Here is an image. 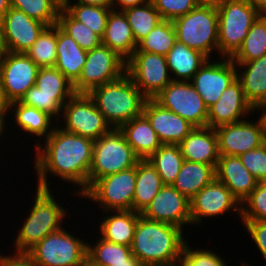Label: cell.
<instances>
[{
	"instance_id": "obj_1",
	"label": "cell",
	"mask_w": 266,
	"mask_h": 266,
	"mask_svg": "<svg viewBox=\"0 0 266 266\" xmlns=\"http://www.w3.org/2000/svg\"><path fill=\"white\" fill-rule=\"evenodd\" d=\"M60 127L55 126L53 132L44 139L43 148L41 143L35 146L37 188L50 189L48 175L52 174L61 181L75 183L78 189L73 193L81 196L89 188L94 140L66 132Z\"/></svg>"
},
{
	"instance_id": "obj_2",
	"label": "cell",
	"mask_w": 266,
	"mask_h": 266,
	"mask_svg": "<svg viewBox=\"0 0 266 266\" xmlns=\"http://www.w3.org/2000/svg\"><path fill=\"white\" fill-rule=\"evenodd\" d=\"M183 231L178 226L140 216L130 246L132 254L144 266H175L187 242Z\"/></svg>"
},
{
	"instance_id": "obj_3",
	"label": "cell",
	"mask_w": 266,
	"mask_h": 266,
	"mask_svg": "<svg viewBox=\"0 0 266 266\" xmlns=\"http://www.w3.org/2000/svg\"><path fill=\"white\" fill-rule=\"evenodd\" d=\"M88 95L111 128L143 114L148 98L136 87L127 73L92 89Z\"/></svg>"
},
{
	"instance_id": "obj_4",
	"label": "cell",
	"mask_w": 266,
	"mask_h": 266,
	"mask_svg": "<svg viewBox=\"0 0 266 266\" xmlns=\"http://www.w3.org/2000/svg\"><path fill=\"white\" fill-rule=\"evenodd\" d=\"M32 210L14 241L15 253H28L40 240L61 229L67 208L55 200L51 189L36 188Z\"/></svg>"
},
{
	"instance_id": "obj_5",
	"label": "cell",
	"mask_w": 266,
	"mask_h": 266,
	"mask_svg": "<svg viewBox=\"0 0 266 266\" xmlns=\"http://www.w3.org/2000/svg\"><path fill=\"white\" fill-rule=\"evenodd\" d=\"M177 41L203 53L208 59L218 52V11L215 6L198 5L173 20Z\"/></svg>"
},
{
	"instance_id": "obj_6",
	"label": "cell",
	"mask_w": 266,
	"mask_h": 266,
	"mask_svg": "<svg viewBox=\"0 0 266 266\" xmlns=\"http://www.w3.org/2000/svg\"><path fill=\"white\" fill-rule=\"evenodd\" d=\"M218 55L231 58L261 15L247 0H227L217 7Z\"/></svg>"
},
{
	"instance_id": "obj_7",
	"label": "cell",
	"mask_w": 266,
	"mask_h": 266,
	"mask_svg": "<svg viewBox=\"0 0 266 266\" xmlns=\"http://www.w3.org/2000/svg\"><path fill=\"white\" fill-rule=\"evenodd\" d=\"M139 160L123 132L119 128H111L94 141L89 187L97 179L135 167Z\"/></svg>"
},
{
	"instance_id": "obj_8",
	"label": "cell",
	"mask_w": 266,
	"mask_h": 266,
	"mask_svg": "<svg viewBox=\"0 0 266 266\" xmlns=\"http://www.w3.org/2000/svg\"><path fill=\"white\" fill-rule=\"evenodd\" d=\"M74 94L73 83L55 66L41 67L35 85L26 92L20 102L55 116V121L59 122L57 118H60L64 104Z\"/></svg>"
},
{
	"instance_id": "obj_9",
	"label": "cell",
	"mask_w": 266,
	"mask_h": 266,
	"mask_svg": "<svg viewBox=\"0 0 266 266\" xmlns=\"http://www.w3.org/2000/svg\"><path fill=\"white\" fill-rule=\"evenodd\" d=\"M87 251L88 242L62 227L40 240L28 254L37 266H81Z\"/></svg>"
},
{
	"instance_id": "obj_10",
	"label": "cell",
	"mask_w": 266,
	"mask_h": 266,
	"mask_svg": "<svg viewBox=\"0 0 266 266\" xmlns=\"http://www.w3.org/2000/svg\"><path fill=\"white\" fill-rule=\"evenodd\" d=\"M136 166L97 179L80 197L99 204L104 211L132 210Z\"/></svg>"
},
{
	"instance_id": "obj_11",
	"label": "cell",
	"mask_w": 266,
	"mask_h": 266,
	"mask_svg": "<svg viewBox=\"0 0 266 266\" xmlns=\"http://www.w3.org/2000/svg\"><path fill=\"white\" fill-rule=\"evenodd\" d=\"M62 117L66 132L98 140L111 126L97 109L93 99L87 93H75L63 106Z\"/></svg>"
},
{
	"instance_id": "obj_12",
	"label": "cell",
	"mask_w": 266,
	"mask_h": 266,
	"mask_svg": "<svg viewBox=\"0 0 266 266\" xmlns=\"http://www.w3.org/2000/svg\"><path fill=\"white\" fill-rule=\"evenodd\" d=\"M126 73V61L109 47L101 44L87 51L79 79L73 84L75 93H89L92 89L114 81Z\"/></svg>"
},
{
	"instance_id": "obj_13",
	"label": "cell",
	"mask_w": 266,
	"mask_h": 266,
	"mask_svg": "<svg viewBox=\"0 0 266 266\" xmlns=\"http://www.w3.org/2000/svg\"><path fill=\"white\" fill-rule=\"evenodd\" d=\"M126 73L148 98L156 97L171 81L166 56L134 51L126 61Z\"/></svg>"
},
{
	"instance_id": "obj_14",
	"label": "cell",
	"mask_w": 266,
	"mask_h": 266,
	"mask_svg": "<svg viewBox=\"0 0 266 266\" xmlns=\"http://www.w3.org/2000/svg\"><path fill=\"white\" fill-rule=\"evenodd\" d=\"M153 99L163 108L187 120L195 128L207 127L208 109L191 82L171 81Z\"/></svg>"
},
{
	"instance_id": "obj_15",
	"label": "cell",
	"mask_w": 266,
	"mask_h": 266,
	"mask_svg": "<svg viewBox=\"0 0 266 266\" xmlns=\"http://www.w3.org/2000/svg\"><path fill=\"white\" fill-rule=\"evenodd\" d=\"M39 67L25 54L5 51L0 63V91L8 103L20 101L35 85Z\"/></svg>"
},
{
	"instance_id": "obj_16",
	"label": "cell",
	"mask_w": 266,
	"mask_h": 266,
	"mask_svg": "<svg viewBox=\"0 0 266 266\" xmlns=\"http://www.w3.org/2000/svg\"><path fill=\"white\" fill-rule=\"evenodd\" d=\"M220 59H212V62L207 59L190 81L203 98L207 109L214 105L223 91L237 79V67L233 60L224 57Z\"/></svg>"
},
{
	"instance_id": "obj_17",
	"label": "cell",
	"mask_w": 266,
	"mask_h": 266,
	"mask_svg": "<svg viewBox=\"0 0 266 266\" xmlns=\"http://www.w3.org/2000/svg\"><path fill=\"white\" fill-rule=\"evenodd\" d=\"M219 155L240 156L266 142L265 127L260 117L256 123L242 120L215 128Z\"/></svg>"
},
{
	"instance_id": "obj_18",
	"label": "cell",
	"mask_w": 266,
	"mask_h": 266,
	"mask_svg": "<svg viewBox=\"0 0 266 266\" xmlns=\"http://www.w3.org/2000/svg\"><path fill=\"white\" fill-rule=\"evenodd\" d=\"M232 210L241 216L240 202L232 195L230 189L216 178L190 200V217L193 225L201 224L203 218L221 217Z\"/></svg>"
},
{
	"instance_id": "obj_19",
	"label": "cell",
	"mask_w": 266,
	"mask_h": 266,
	"mask_svg": "<svg viewBox=\"0 0 266 266\" xmlns=\"http://www.w3.org/2000/svg\"><path fill=\"white\" fill-rule=\"evenodd\" d=\"M46 24L10 7L1 19V39L5 51L25 53L37 40Z\"/></svg>"
},
{
	"instance_id": "obj_20",
	"label": "cell",
	"mask_w": 266,
	"mask_h": 266,
	"mask_svg": "<svg viewBox=\"0 0 266 266\" xmlns=\"http://www.w3.org/2000/svg\"><path fill=\"white\" fill-rule=\"evenodd\" d=\"M140 214L145 219L172 224L181 229L192 225L190 200L172 185H164Z\"/></svg>"
},
{
	"instance_id": "obj_21",
	"label": "cell",
	"mask_w": 266,
	"mask_h": 266,
	"mask_svg": "<svg viewBox=\"0 0 266 266\" xmlns=\"http://www.w3.org/2000/svg\"><path fill=\"white\" fill-rule=\"evenodd\" d=\"M255 111L256 109L245 97L241 82L236 79L208 109L207 127L215 129L222 125L236 123Z\"/></svg>"
},
{
	"instance_id": "obj_22",
	"label": "cell",
	"mask_w": 266,
	"mask_h": 266,
	"mask_svg": "<svg viewBox=\"0 0 266 266\" xmlns=\"http://www.w3.org/2000/svg\"><path fill=\"white\" fill-rule=\"evenodd\" d=\"M143 114L148 118L162 145H178L195 128L178 114L163 108L154 99L146 101Z\"/></svg>"
},
{
	"instance_id": "obj_23",
	"label": "cell",
	"mask_w": 266,
	"mask_h": 266,
	"mask_svg": "<svg viewBox=\"0 0 266 266\" xmlns=\"http://www.w3.org/2000/svg\"><path fill=\"white\" fill-rule=\"evenodd\" d=\"M215 174L216 179L230 189L240 204L259 183L243 165L239 156L220 155Z\"/></svg>"
},
{
	"instance_id": "obj_24",
	"label": "cell",
	"mask_w": 266,
	"mask_h": 266,
	"mask_svg": "<svg viewBox=\"0 0 266 266\" xmlns=\"http://www.w3.org/2000/svg\"><path fill=\"white\" fill-rule=\"evenodd\" d=\"M178 145L184 160L212 165L216 169L220 155L214 128H194Z\"/></svg>"
},
{
	"instance_id": "obj_25",
	"label": "cell",
	"mask_w": 266,
	"mask_h": 266,
	"mask_svg": "<svg viewBox=\"0 0 266 266\" xmlns=\"http://www.w3.org/2000/svg\"><path fill=\"white\" fill-rule=\"evenodd\" d=\"M234 63L239 69L237 79L242 84L245 97L257 110L266 103V54L251 61Z\"/></svg>"
},
{
	"instance_id": "obj_26",
	"label": "cell",
	"mask_w": 266,
	"mask_h": 266,
	"mask_svg": "<svg viewBox=\"0 0 266 266\" xmlns=\"http://www.w3.org/2000/svg\"><path fill=\"white\" fill-rule=\"evenodd\" d=\"M102 44L127 61L137 48L134 35L123 11L111 10L107 19Z\"/></svg>"
},
{
	"instance_id": "obj_27",
	"label": "cell",
	"mask_w": 266,
	"mask_h": 266,
	"mask_svg": "<svg viewBox=\"0 0 266 266\" xmlns=\"http://www.w3.org/2000/svg\"><path fill=\"white\" fill-rule=\"evenodd\" d=\"M119 129L140 160H147L162 145L144 114L124 123Z\"/></svg>"
},
{
	"instance_id": "obj_28",
	"label": "cell",
	"mask_w": 266,
	"mask_h": 266,
	"mask_svg": "<svg viewBox=\"0 0 266 266\" xmlns=\"http://www.w3.org/2000/svg\"><path fill=\"white\" fill-rule=\"evenodd\" d=\"M57 59L55 67L71 82L75 83L82 72L87 51L57 25Z\"/></svg>"
},
{
	"instance_id": "obj_29",
	"label": "cell",
	"mask_w": 266,
	"mask_h": 266,
	"mask_svg": "<svg viewBox=\"0 0 266 266\" xmlns=\"http://www.w3.org/2000/svg\"><path fill=\"white\" fill-rule=\"evenodd\" d=\"M107 213L99 224L101 238L119 245L131 246L141 214L133 210L103 211Z\"/></svg>"
},
{
	"instance_id": "obj_30",
	"label": "cell",
	"mask_w": 266,
	"mask_h": 266,
	"mask_svg": "<svg viewBox=\"0 0 266 266\" xmlns=\"http://www.w3.org/2000/svg\"><path fill=\"white\" fill-rule=\"evenodd\" d=\"M207 59L208 58L203 53L187 47L184 43L176 41L166 55L172 81L190 82L194 74Z\"/></svg>"
},
{
	"instance_id": "obj_31",
	"label": "cell",
	"mask_w": 266,
	"mask_h": 266,
	"mask_svg": "<svg viewBox=\"0 0 266 266\" xmlns=\"http://www.w3.org/2000/svg\"><path fill=\"white\" fill-rule=\"evenodd\" d=\"M216 178L215 168L204 163L184 160L172 186L191 200L203 187Z\"/></svg>"
},
{
	"instance_id": "obj_32",
	"label": "cell",
	"mask_w": 266,
	"mask_h": 266,
	"mask_svg": "<svg viewBox=\"0 0 266 266\" xmlns=\"http://www.w3.org/2000/svg\"><path fill=\"white\" fill-rule=\"evenodd\" d=\"M14 113L12 120H15L18 128L24 131L26 134H32V137H44L45 139L53 132L52 121L54 117L45 111L36 109L33 106H29L21 103L20 101H14L9 103V112ZM53 119V120H52Z\"/></svg>"
},
{
	"instance_id": "obj_33",
	"label": "cell",
	"mask_w": 266,
	"mask_h": 266,
	"mask_svg": "<svg viewBox=\"0 0 266 266\" xmlns=\"http://www.w3.org/2000/svg\"><path fill=\"white\" fill-rule=\"evenodd\" d=\"M164 186L160 175L148 160L136 164V183L132 210L141 213Z\"/></svg>"
},
{
	"instance_id": "obj_34",
	"label": "cell",
	"mask_w": 266,
	"mask_h": 266,
	"mask_svg": "<svg viewBox=\"0 0 266 266\" xmlns=\"http://www.w3.org/2000/svg\"><path fill=\"white\" fill-rule=\"evenodd\" d=\"M164 185H172L180 172L184 158L179 145H161L148 159Z\"/></svg>"
},
{
	"instance_id": "obj_35",
	"label": "cell",
	"mask_w": 266,
	"mask_h": 266,
	"mask_svg": "<svg viewBox=\"0 0 266 266\" xmlns=\"http://www.w3.org/2000/svg\"><path fill=\"white\" fill-rule=\"evenodd\" d=\"M71 3V0H62V7L75 20L86 25L102 38L105 32L108 16L112 8Z\"/></svg>"
},
{
	"instance_id": "obj_36",
	"label": "cell",
	"mask_w": 266,
	"mask_h": 266,
	"mask_svg": "<svg viewBox=\"0 0 266 266\" xmlns=\"http://www.w3.org/2000/svg\"><path fill=\"white\" fill-rule=\"evenodd\" d=\"M266 54V15H260L248 31L233 62H247Z\"/></svg>"
},
{
	"instance_id": "obj_37",
	"label": "cell",
	"mask_w": 266,
	"mask_h": 266,
	"mask_svg": "<svg viewBox=\"0 0 266 266\" xmlns=\"http://www.w3.org/2000/svg\"><path fill=\"white\" fill-rule=\"evenodd\" d=\"M176 41L173 21L162 19L146 37L137 43L135 51L166 56Z\"/></svg>"
},
{
	"instance_id": "obj_38",
	"label": "cell",
	"mask_w": 266,
	"mask_h": 266,
	"mask_svg": "<svg viewBox=\"0 0 266 266\" xmlns=\"http://www.w3.org/2000/svg\"><path fill=\"white\" fill-rule=\"evenodd\" d=\"M123 12L131 27L136 43L146 37L162 20L151 0L146 4L127 8Z\"/></svg>"
},
{
	"instance_id": "obj_39",
	"label": "cell",
	"mask_w": 266,
	"mask_h": 266,
	"mask_svg": "<svg viewBox=\"0 0 266 266\" xmlns=\"http://www.w3.org/2000/svg\"><path fill=\"white\" fill-rule=\"evenodd\" d=\"M57 24L47 26L25 54L39 67H54L57 59Z\"/></svg>"
},
{
	"instance_id": "obj_40",
	"label": "cell",
	"mask_w": 266,
	"mask_h": 266,
	"mask_svg": "<svg viewBox=\"0 0 266 266\" xmlns=\"http://www.w3.org/2000/svg\"><path fill=\"white\" fill-rule=\"evenodd\" d=\"M57 25L85 51L102 44V38L83 23L75 20L63 7L58 15Z\"/></svg>"
},
{
	"instance_id": "obj_41",
	"label": "cell",
	"mask_w": 266,
	"mask_h": 266,
	"mask_svg": "<svg viewBox=\"0 0 266 266\" xmlns=\"http://www.w3.org/2000/svg\"><path fill=\"white\" fill-rule=\"evenodd\" d=\"M11 7L47 26L57 24L62 0H11Z\"/></svg>"
},
{
	"instance_id": "obj_42",
	"label": "cell",
	"mask_w": 266,
	"mask_h": 266,
	"mask_svg": "<svg viewBox=\"0 0 266 266\" xmlns=\"http://www.w3.org/2000/svg\"><path fill=\"white\" fill-rule=\"evenodd\" d=\"M97 243H88L87 258L99 266H111V264L127 263V258L132 254L131 248L125 245L115 244L98 237Z\"/></svg>"
},
{
	"instance_id": "obj_43",
	"label": "cell",
	"mask_w": 266,
	"mask_h": 266,
	"mask_svg": "<svg viewBox=\"0 0 266 266\" xmlns=\"http://www.w3.org/2000/svg\"><path fill=\"white\" fill-rule=\"evenodd\" d=\"M240 219L241 221L266 220V182H259L241 203Z\"/></svg>"
},
{
	"instance_id": "obj_44",
	"label": "cell",
	"mask_w": 266,
	"mask_h": 266,
	"mask_svg": "<svg viewBox=\"0 0 266 266\" xmlns=\"http://www.w3.org/2000/svg\"><path fill=\"white\" fill-rule=\"evenodd\" d=\"M175 266H227V263L214 251L202 248L193 250L186 242Z\"/></svg>"
},
{
	"instance_id": "obj_45",
	"label": "cell",
	"mask_w": 266,
	"mask_h": 266,
	"mask_svg": "<svg viewBox=\"0 0 266 266\" xmlns=\"http://www.w3.org/2000/svg\"><path fill=\"white\" fill-rule=\"evenodd\" d=\"M162 19L173 21L198 6L197 0H151Z\"/></svg>"
},
{
	"instance_id": "obj_46",
	"label": "cell",
	"mask_w": 266,
	"mask_h": 266,
	"mask_svg": "<svg viewBox=\"0 0 266 266\" xmlns=\"http://www.w3.org/2000/svg\"><path fill=\"white\" fill-rule=\"evenodd\" d=\"M243 165L259 181L266 182V142L239 156Z\"/></svg>"
},
{
	"instance_id": "obj_47",
	"label": "cell",
	"mask_w": 266,
	"mask_h": 266,
	"mask_svg": "<svg viewBox=\"0 0 266 266\" xmlns=\"http://www.w3.org/2000/svg\"><path fill=\"white\" fill-rule=\"evenodd\" d=\"M255 246L266 260V220L264 221H242Z\"/></svg>"
},
{
	"instance_id": "obj_48",
	"label": "cell",
	"mask_w": 266,
	"mask_h": 266,
	"mask_svg": "<svg viewBox=\"0 0 266 266\" xmlns=\"http://www.w3.org/2000/svg\"><path fill=\"white\" fill-rule=\"evenodd\" d=\"M0 266H37L28 253L15 252L12 256L0 252Z\"/></svg>"
},
{
	"instance_id": "obj_49",
	"label": "cell",
	"mask_w": 266,
	"mask_h": 266,
	"mask_svg": "<svg viewBox=\"0 0 266 266\" xmlns=\"http://www.w3.org/2000/svg\"><path fill=\"white\" fill-rule=\"evenodd\" d=\"M148 1L150 0H112L111 8L113 10L119 9V11H123L130 7H135V6L146 4Z\"/></svg>"
},
{
	"instance_id": "obj_50",
	"label": "cell",
	"mask_w": 266,
	"mask_h": 266,
	"mask_svg": "<svg viewBox=\"0 0 266 266\" xmlns=\"http://www.w3.org/2000/svg\"><path fill=\"white\" fill-rule=\"evenodd\" d=\"M76 3L111 8L112 0H77Z\"/></svg>"
},
{
	"instance_id": "obj_51",
	"label": "cell",
	"mask_w": 266,
	"mask_h": 266,
	"mask_svg": "<svg viewBox=\"0 0 266 266\" xmlns=\"http://www.w3.org/2000/svg\"><path fill=\"white\" fill-rule=\"evenodd\" d=\"M9 113V103L5 100L3 93L0 91V120H6Z\"/></svg>"
},
{
	"instance_id": "obj_52",
	"label": "cell",
	"mask_w": 266,
	"mask_h": 266,
	"mask_svg": "<svg viewBox=\"0 0 266 266\" xmlns=\"http://www.w3.org/2000/svg\"><path fill=\"white\" fill-rule=\"evenodd\" d=\"M261 15H266V0H247Z\"/></svg>"
},
{
	"instance_id": "obj_53",
	"label": "cell",
	"mask_w": 266,
	"mask_h": 266,
	"mask_svg": "<svg viewBox=\"0 0 266 266\" xmlns=\"http://www.w3.org/2000/svg\"><path fill=\"white\" fill-rule=\"evenodd\" d=\"M111 266H144L133 254L127 258V263L111 264Z\"/></svg>"
},
{
	"instance_id": "obj_54",
	"label": "cell",
	"mask_w": 266,
	"mask_h": 266,
	"mask_svg": "<svg viewBox=\"0 0 266 266\" xmlns=\"http://www.w3.org/2000/svg\"><path fill=\"white\" fill-rule=\"evenodd\" d=\"M11 7V0H0V20Z\"/></svg>"
},
{
	"instance_id": "obj_55",
	"label": "cell",
	"mask_w": 266,
	"mask_h": 266,
	"mask_svg": "<svg viewBox=\"0 0 266 266\" xmlns=\"http://www.w3.org/2000/svg\"><path fill=\"white\" fill-rule=\"evenodd\" d=\"M227 0H197L198 5L215 6L218 7Z\"/></svg>"
},
{
	"instance_id": "obj_56",
	"label": "cell",
	"mask_w": 266,
	"mask_h": 266,
	"mask_svg": "<svg viewBox=\"0 0 266 266\" xmlns=\"http://www.w3.org/2000/svg\"><path fill=\"white\" fill-rule=\"evenodd\" d=\"M256 111L262 112L259 117H261L263 120L266 134V103L262 104Z\"/></svg>"
},
{
	"instance_id": "obj_57",
	"label": "cell",
	"mask_w": 266,
	"mask_h": 266,
	"mask_svg": "<svg viewBox=\"0 0 266 266\" xmlns=\"http://www.w3.org/2000/svg\"><path fill=\"white\" fill-rule=\"evenodd\" d=\"M6 120H0V138L3 137V133L4 131L6 130L5 127H6Z\"/></svg>"
},
{
	"instance_id": "obj_58",
	"label": "cell",
	"mask_w": 266,
	"mask_h": 266,
	"mask_svg": "<svg viewBox=\"0 0 266 266\" xmlns=\"http://www.w3.org/2000/svg\"><path fill=\"white\" fill-rule=\"evenodd\" d=\"M4 53H5V49H4L3 41L0 38V63H1V60L3 59Z\"/></svg>"
},
{
	"instance_id": "obj_59",
	"label": "cell",
	"mask_w": 266,
	"mask_h": 266,
	"mask_svg": "<svg viewBox=\"0 0 266 266\" xmlns=\"http://www.w3.org/2000/svg\"><path fill=\"white\" fill-rule=\"evenodd\" d=\"M81 266H99L94 264L91 260H89L88 258H86L83 263L81 264Z\"/></svg>"
},
{
	"instance_id": "obj_60",
	"label": "cell",
	"mask_w": 266,
	"mask_h": 266,
	"mask_svg": "<svg viewBox=\"0 0 266 266\" xmlns=\"http://www.w3.org/2000/svg\"><path fill=\"white\" fill-rule=\"evenodd\" d=\"M248 263H245L243 262V264L241 266H250V265H247Z\"/></svg>"
},
{
	"instance_id": "obj_61",
	"label": "cell",
	"mask_w": 266,
	"mask_h": 266,
	"mask_svg": "<svg viewBox=\"0 0 266 266\" xmlns=\"http://www.w3.org/2000/svg\"><path fill=\"white\" fill-rule=\"evenodd\" d=\"M0 38H1V20H0Z\"/></svg>"
}]
</instances>
